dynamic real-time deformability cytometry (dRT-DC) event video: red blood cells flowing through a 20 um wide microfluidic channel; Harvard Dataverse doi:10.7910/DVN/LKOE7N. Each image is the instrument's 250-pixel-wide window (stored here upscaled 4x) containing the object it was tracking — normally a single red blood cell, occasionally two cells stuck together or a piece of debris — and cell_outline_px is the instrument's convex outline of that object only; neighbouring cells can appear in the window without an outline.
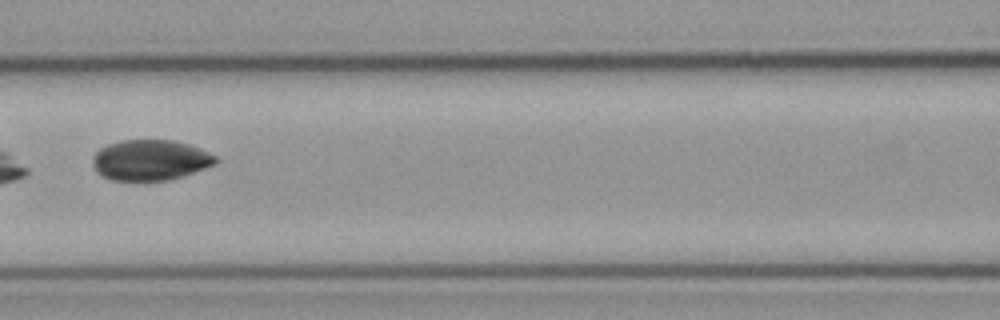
{"species": "common noctule bat (a hibernating species)", "species_latin": "Nyctalus noctula", "temperature_condition": "cold", "stored_images_in_passage": 6, "camera_frame_rate_fps": 3000, "um_per_image_px": 0.085, "animal": {"sex": "male", "body_mass_g": 23.1, "forearm_length_mm": 52.7}, "frame": {"image": 1, "passage_image": 3, "time_ms": 0.667, "image_size_px": [1000, 320], "cell_outline_px": [[220, 160], [216, 164], [168, 180], [112, 180], [100, 176], [96, 172], [92, 164], [92, 156], [100, 148], [108, 144], [120, 140], [176, 140], [200, 148], [216, 156]], "centroid_in_image_um": [12.75, 13.59], "position_along_channel_um": 153.9, "area_um2": 29.19}}
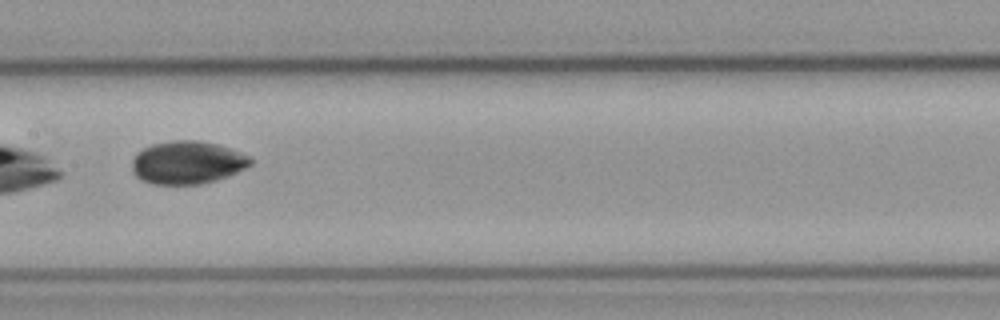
{"frame": {"image": 2, "passage_image": 4, "time_ms": 1.0, "image_size_px": [1000, 320], "cell_outline_px": [[252, 164], [228, 176], [216, 180], [200, 184], [152, 184], [140, 180], [132, 172], [132, 160], [136, 152], [152, 144], [172, 140], [200, 140], [232, 148], [252, 156]], "centroid_in_image_um": [15.92, 13.8], "position_along_channel_um": 191.5, "area_um2": 30.0}}
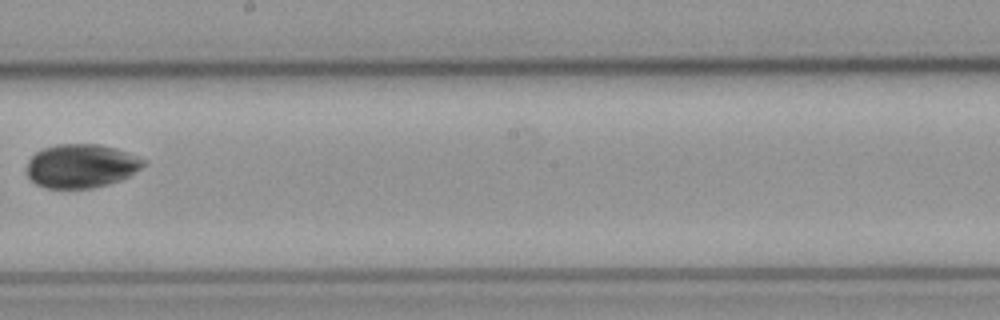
{"frame": {"image": 3, "passage_image": 5, "time_ms": 1.333, "image_size_px": [1000, 320], "cell_outline_px": [[148, 164], [128, 176], [120, 180], [108, 184], [92, 188], [48, 188], [36, 184], [28, 176], [28, 160], [36, 152], [44, 148], [56, 144], [100, 144], [116, 148], [140, 156], [148, 160]], "centroid_in_image_um": [6.96, 14.09], "position_along_channel_um": 241.2, "area_um2": 29.94}}